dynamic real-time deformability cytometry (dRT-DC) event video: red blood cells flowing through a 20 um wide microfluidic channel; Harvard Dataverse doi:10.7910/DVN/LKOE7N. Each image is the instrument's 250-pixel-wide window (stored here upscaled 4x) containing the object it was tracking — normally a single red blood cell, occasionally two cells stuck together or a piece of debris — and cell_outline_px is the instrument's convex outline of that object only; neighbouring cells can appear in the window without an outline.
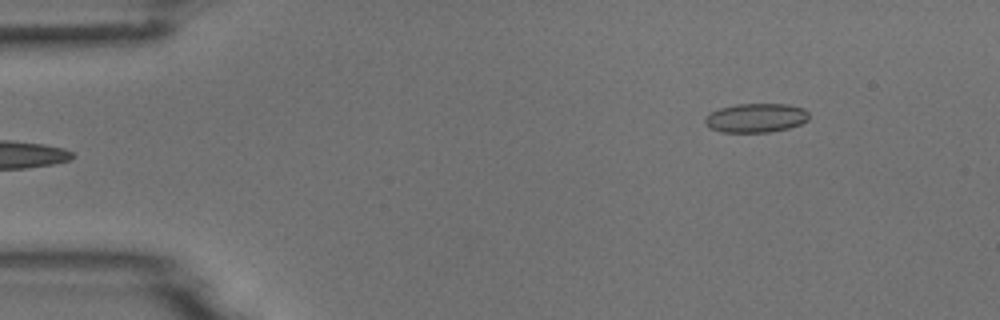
{"species": "common noctule bat (a hibernating species)", "species_latin": "Nyctalus noctula", "temperature_condition": "room temperature", "stored_images_in_passage": 4, "segment_of_instrument_passage": [2, 2], "camera_frame_rate_fps": 3000, "um_per_image_px": 0.085, "animal": {"sex": "male", "body_mass_g": 18.8}, "frame": {"image": 1, "passage_image": 4, "time_ms": 1.0, "image_size_px": [1000, 320], "cell_outline_px": [[808, 120], [800, 124], [788, 128], [768, 132], [720, 132], [708, 128], [704, 124], [704, 116], [708, 112], [720, 108], [736, 104], [788, 104], [804, 108], [808, 112]], "centroid_in_image_um": [64.19, 10.02], "position_along_channel_um": 20.8, "area_um2": 17.86}}